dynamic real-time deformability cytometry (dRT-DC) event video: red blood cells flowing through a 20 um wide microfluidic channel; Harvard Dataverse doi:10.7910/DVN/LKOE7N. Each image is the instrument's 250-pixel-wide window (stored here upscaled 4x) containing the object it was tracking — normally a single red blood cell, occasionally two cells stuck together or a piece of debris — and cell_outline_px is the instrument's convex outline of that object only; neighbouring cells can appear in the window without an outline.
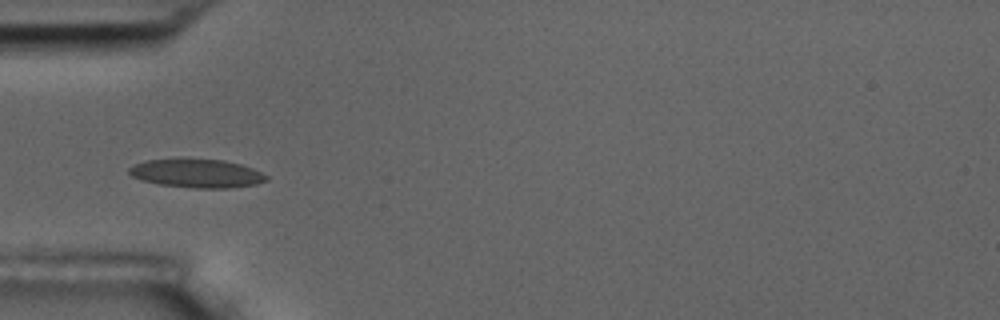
{"species": "common noctule bat (a hibernating species)", "species_latin": "Nyctalus noctula", "temperature_condition": "room temperature", "stored_images_in_passage": 8, "camera_frame_rate_fps": 3000, "um_per_image_px": 0.085, "animal": {"sex": "male", "body_mass_g": 17.5, "forearm_length_mm": 52.3}, "frame": {"image": 1, "passage_image": 6, "time_ms": 5.667, "image_size_px": [1000, 320], "cell_outline_px": [[268, 180], [256, 184], [228, 188], [192, 188], [160, 184], [140, 180], [132, 176], [128, 172], [128, 168], [144, 160], [176, 156], [184, 156], [224, 160], [240, 164], [252, 168], [268, 176]], "centroid_in_image_um": [16.67, 14.69], "position_along_channel_um": 68.3, "area_um2": 23.76}}